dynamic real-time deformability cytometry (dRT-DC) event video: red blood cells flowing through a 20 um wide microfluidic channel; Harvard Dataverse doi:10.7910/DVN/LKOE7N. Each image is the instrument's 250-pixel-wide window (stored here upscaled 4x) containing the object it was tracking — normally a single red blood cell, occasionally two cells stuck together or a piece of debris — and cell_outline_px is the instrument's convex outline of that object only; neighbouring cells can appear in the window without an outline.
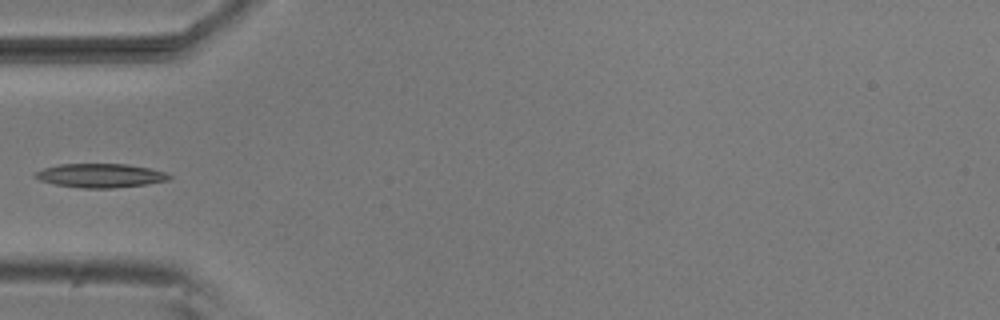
{"species": "common noctule bat (a hibernating species)", "species_latin": "Nyctalus noctula", "temperature_condition": "room temperature", "stored_images_in_passage": 6, "camera_frame_rate_fps": 3000, "um_per_image_px": 0.085, "animal": {"sex": "male", "body_mass_g": 20.5, "forearm_length_mm": 52.5}, "frame": {"image": 1, "passage_image": 5, "time_ms": 1.333, "image_size_px": [1000, 320], "cell_outline_px": [[172, 176], [168, 180], [148, 184], [112, 188], [80, 188], [56, 184], [40, 180], [32, 176], [36, 172], [44, 168], [60, 164], [128, 164], [152, 168], [164, 172]], "centroid_in_image_um": [8.55, 14.92], "position_along_channel_um": 76.4, "area_um2": 18.67}}
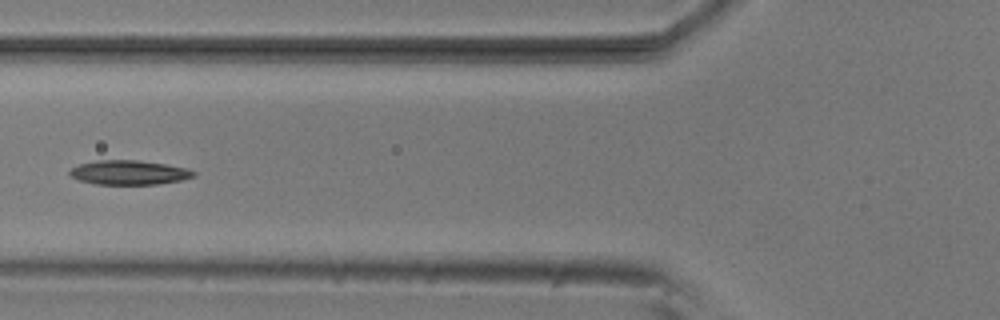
{"frame": {"image": 2, "passage_image": 6, "time_ms": 1.667, "image_size_px": [1000, 320], "cell_outline_px": [[196, 176], [180, 180], [156, 184], [96, 184], [80, 180], [72, 176], [68, 172], [72, 168], [80, 164], [96, 160], [136, 160], [164, 164], [188, 168], [196, 172]], "centroid_in_image_um": [10.99, 14.66], "position_along_channel_um": 114.8, "area_um2": 17.4}}